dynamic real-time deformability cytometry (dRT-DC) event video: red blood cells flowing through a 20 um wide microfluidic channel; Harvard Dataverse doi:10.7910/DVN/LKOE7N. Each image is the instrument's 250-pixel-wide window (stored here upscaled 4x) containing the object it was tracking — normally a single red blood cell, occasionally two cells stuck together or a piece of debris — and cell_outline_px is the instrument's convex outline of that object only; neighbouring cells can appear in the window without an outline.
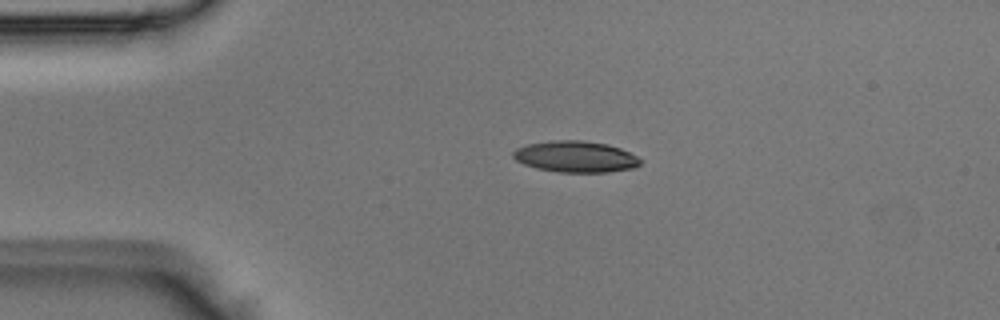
{"species": "Egyptian fruit bat (a non-hibernating species)", "species_latin": "Rousettus aegyptiacus", "temperature_condition": "room temperature", "stored_images_in_passage": 40, "camera_frame_rate_fps": 3000, "um_per_image_px": 0.085, "animal": {"sex": "male"}, "frame": {"image": 1, "passage_image": 1, "time_ms": 0.0, "image_size_px": [1000, 320], "cell_outline_px": [[644, 160], [640, 164], [632, 168], [608, 172], [560, 172], [536, 168], [524, 164], [516, 160], [512, 156], [512, 152], [516, 148], [528, 144], [556, 140], [580, 140], [608, 144], [620, 148]], "centroid_in_image_um": [48.92, 13.31], "position_along_channel_um": 36.1, "area_um2": 23.12}}
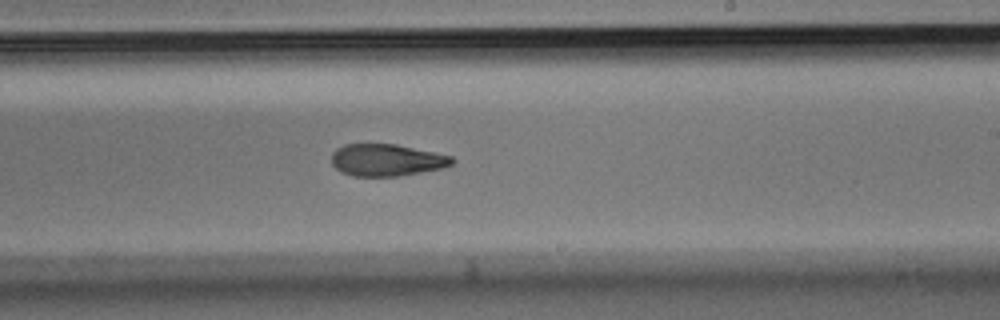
{"frame": {"image": 2, "passage_image": 20, "time_ms": 6.333, "image_size_px": [1000, 320], "cell_outline_px": [[456, 160], [452, 164], [444, 168], [396, 176], [352, 176], [340, 172], [332, 164], [332, 152], [336, 148], [344, 144], [396, 144], [436, 152], [452, 156]], "centroid_in_image_um": [32.87, 13.6], "position_along_channel_um": 256.1, "area_um2": 22.66}}
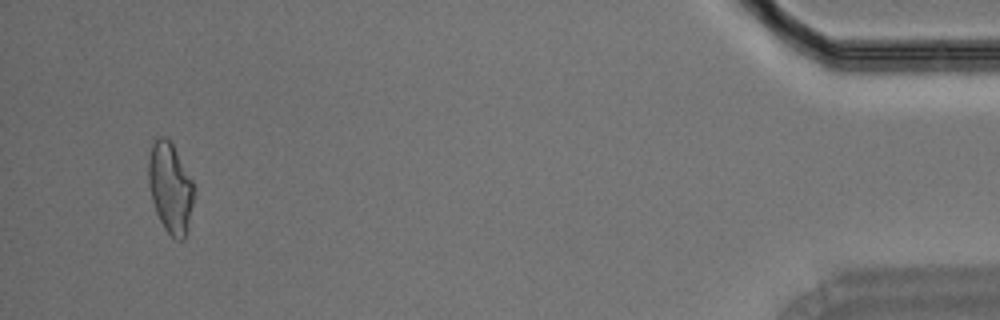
{"frame": {"image": 3, "passage_image": 38, "time_ms": 12.333, "image_size_px": [1000, 320], "cell_outline_px": [[196, 188], [188, 228], [184, 240], [176, 240], [164, 228], [156, 212], [152, 200], [148, 184], [148, 160], [152, 144], [160, 136], [164, 136], [172, 140]], "centroid_in_image_um": [14.49, 15.94], "position_along_channel_um": 420.7, "area_um2": 24.33}}